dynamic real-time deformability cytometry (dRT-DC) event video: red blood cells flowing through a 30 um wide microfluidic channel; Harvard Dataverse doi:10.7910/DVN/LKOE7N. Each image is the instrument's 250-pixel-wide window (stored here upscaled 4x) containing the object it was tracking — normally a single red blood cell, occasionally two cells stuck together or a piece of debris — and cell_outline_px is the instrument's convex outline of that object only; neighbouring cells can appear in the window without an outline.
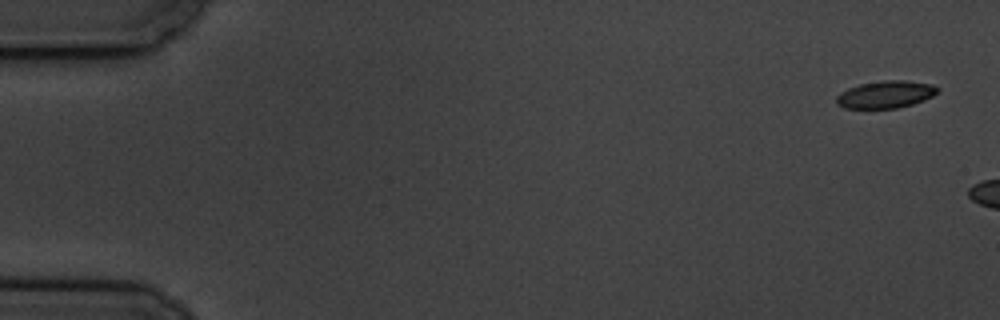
{"species": "common noctule bat (a hibernating species)", "species_latin": "Nyctalus noctula", "temperature_condition": "cold", "stored_images_in_passage": 3, "camera_frame_rate_fps": 3000, "um_per_image_px": 0.085, "animal": {"sex": "male", "body_mass_g": 19.5, "forearm_length_mm": 54.6}, "frame": {"image": 1, "passage_image": 1, "time_ms": 0.0, "image_size_px": [1000, 320], "cell_outline_px": [[940, 92], [924, 100], [912, 104], [896, 108], [844, 108], [836, 104], [836, 96], [840, 92], [848, 88], [860, 84], [880, 80], [904, 80], [932, 84], [940, 88]], "centroid_in_image_um": [75.28, 8.02], "position_along_channel_um": 9.7, "area_um2": 16.24}}